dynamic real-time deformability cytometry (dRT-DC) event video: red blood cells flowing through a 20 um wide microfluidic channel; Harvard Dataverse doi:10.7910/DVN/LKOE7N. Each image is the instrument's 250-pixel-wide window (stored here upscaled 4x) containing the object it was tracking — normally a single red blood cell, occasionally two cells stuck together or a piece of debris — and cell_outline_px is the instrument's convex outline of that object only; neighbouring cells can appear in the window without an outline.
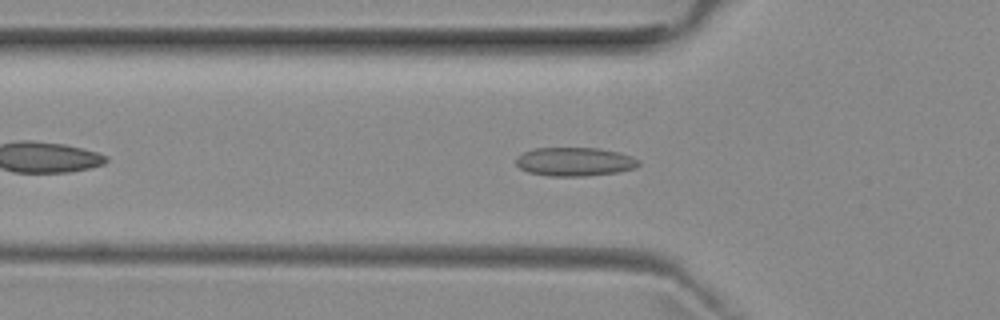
{"species": "common noctule bat (a hibernating species)", "species_latin": "Nyctalus noctula", "temperature_condition": "room temperature", "stored_images_in_passage": 37, "camera_frame_rate_fps": 3000, "um_per_image_px": 0.085, "animal": {"sex": "female", "body_mass_g": 29.2, "forearm_length_mm": 56.3}, "frame": {"image": 1, "passage_image": 8, "time_ms": 2.333, "image_size_px": [1000, 320], "cell_outline_px": [[640, 164], [636, 168], [616, 172], [588, 176], [548, 176], [528, 172], [520, 168], [516, 164], [516, 160], [524, 152], [536, 148], [596, 148], [616, 152], [632, 156], [640, 160]], "centroid_in_image_um": [48.87, 13.75], "position_along_channel_um": 76.9, "area_um2": 20.4}}
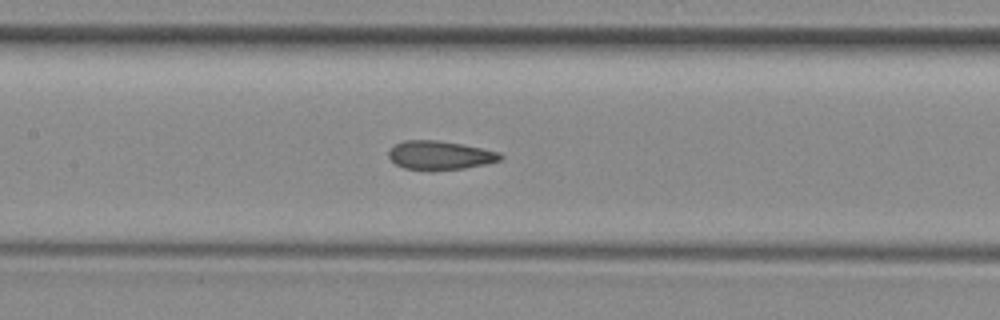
{"frame": {"image": 2, "passage_image": 15, "time_ms": 4.667, "image_size_px": [1000, 320], "cell_outline_px": [[504, 156], [500, 160], [488, 164], [464, 168], [432, 172], [404, 168], [396, 164], [388, 156], [388, 152], [396, 144], [404, 140], [436, 140], [460, 144], [500, 152]], "centroid_in_image_um": [37.4, 13.23], "position_along_channel_um": 170.0, "area_um2": 18.96}}
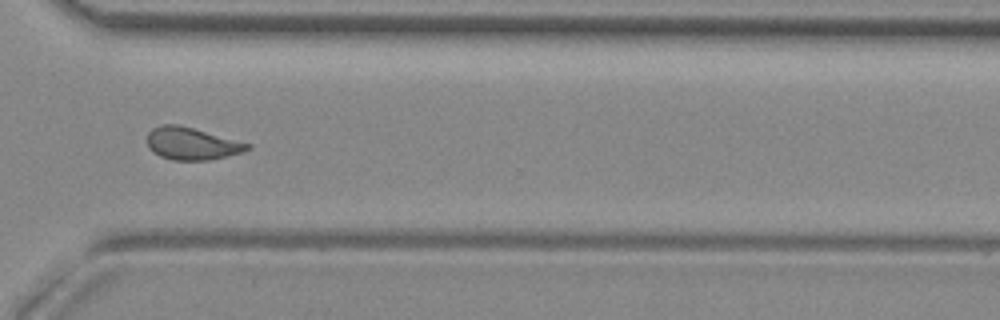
{"frame": {"image": 3, "passage_image": 29, "time_ms": 9.333, "image_size_px": [1000, 320], "cell_outline_px": [[252, 148], [244, 152], [208, 160], [172, 160], [160, 156], [152, 152], [148, 148], [148, 132], [152, 128], [164, 124], [176, 124], [192, 128], [252, 144]], "centroid_in_image_um": [16.3, 12.21], "position_along_channel_um": 354.3, "area_um2": 18.84}, "authors_computed_cell_mechanics": {"area_um2": 18.8428, "velocity_mm_per_s": 3.9478, "shape_relaxation_time_tau1_ms": null, "shape_relaxation_time_tau2_ms": 1.5605, "deformation_change_tau1": null, "deformation_change_tau2": 0.0673}}